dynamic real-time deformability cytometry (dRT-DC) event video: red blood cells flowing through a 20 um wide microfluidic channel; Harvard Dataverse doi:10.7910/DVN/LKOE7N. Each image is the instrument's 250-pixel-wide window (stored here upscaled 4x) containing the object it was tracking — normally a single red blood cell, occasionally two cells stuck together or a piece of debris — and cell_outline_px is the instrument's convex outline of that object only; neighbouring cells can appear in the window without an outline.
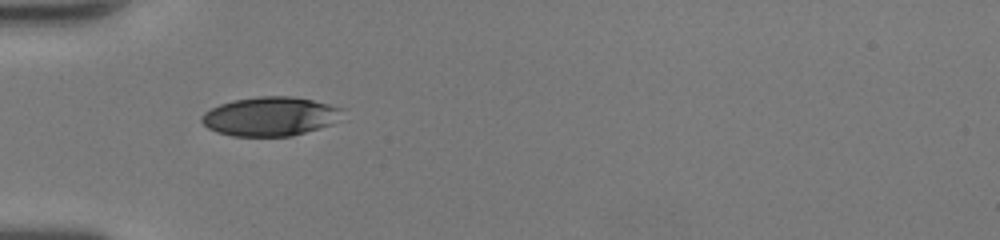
{"species": "human", "species_latin": "Homo sapiens", "temperature_condition": "room temperature", "stored_images_in_passage": 33, "camera_frame_rate_fps": 3000, "um_per_image_px": 0.085, "donor": {"sex": "female"}, "frame": {"image": 1, "passage_image": 1, "time_ms": 0.0, "image_size_px": [1000, 240], "cell_outline_px": [[348, 120], [292, 136], [232, 136], [216, 132], [208, 128], [200, 120], [200, 116], [204, 112], [220, 104], [232, 100], [260, 96], [292, 96], [312, 100], [344, 108]], "centroid_in_image_um": [23.07, 9.9], "position_along_channel_um": 61.9, "area_um2": 32.77}}
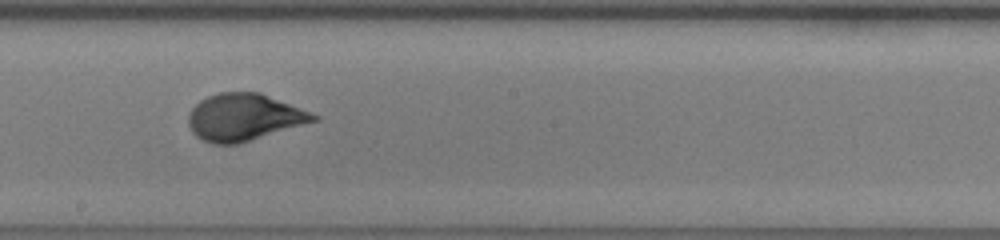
{"frame": {"image": 2, "passage_image": 13, "time_ms": 4.0, "image_size_px": [1000, 240], "cell_outline_px": [[320, 120], [240, 144], [212, 144], [196, 136], [192, 132], [188, 124], [188, 116], [192, 108], [200, 100], [208, 96], [220, 92], [260, 92], [320, 116]], "centroid_in_image_um": [20.76, 9.98], "position_along_channel_um": 227.4, "area_um2": 34.45}}
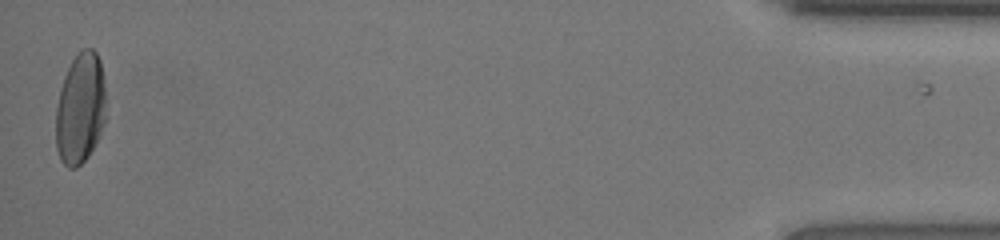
{"frame": {"image": 3, "passage_image": 33, "time_ms": 10.667, "image_size_px": [1000, 240], "cell_outline_px": [[108, 116], [88, 156], [76, 168], [68, 168], [60, 160], [56, 148], [56, 108], [60, 88], [64, 76], [76, 52], [84, 48], [92, 48], [96, 52], [100, 60]], "centroid_in_image_um": [6.83, 9.21], "position_along_channel_um": 428.4, "area_um2": 32.77}, "authors_computed_cell_mechanics": {"area_um2": 33.4662, "velocity_mm_per_s": 4.3094, "shape_relaxation_time_tau1_ms": 3.4859, "shape_relaxation_time_tau2_ms": null, "deformation_change_tau1": 0.1787, "deformation_change_tau2": null}}